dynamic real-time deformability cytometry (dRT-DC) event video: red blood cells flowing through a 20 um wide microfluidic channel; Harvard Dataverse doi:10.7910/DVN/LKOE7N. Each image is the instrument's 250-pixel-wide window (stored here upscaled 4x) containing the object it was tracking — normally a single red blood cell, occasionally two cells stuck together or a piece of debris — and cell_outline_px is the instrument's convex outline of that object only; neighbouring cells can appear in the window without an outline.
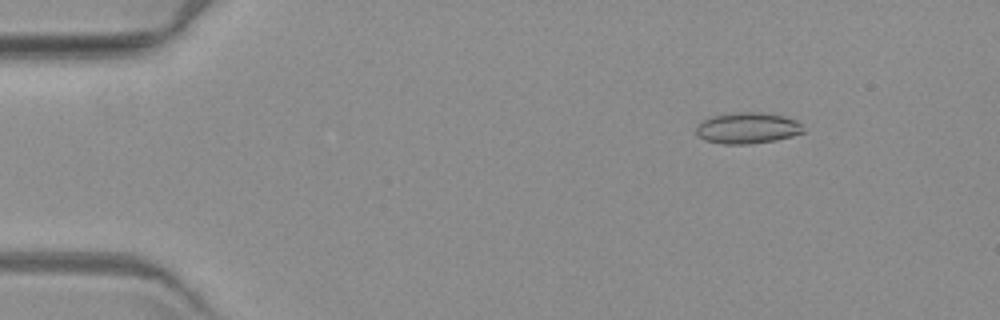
{"species": "common noctule bat (a hibernating species)", "species_latin": "Nyctalus noctula", "temperature_condition": "warm", "stored_images_in_passage": 6, "camera_frame_rate_fps": 3000, "um_per_image_px": 0.085, "animal": {"sex": "female", "body_mass_g": 19.3, "forearm_length_mm": 54.1}, "frame": {"image": 1, "passage_image": 2, "time_ms": 2.0, "image_size_px": [1000, 320], "cell_outline_px": [[804, 132], [792, 136], [776, 140], [748, 144], [724, 144], [704, 140], [696, 132], [696, 124], [700, 120], [712, 116], [736, 112], [760, 112], [784, 116], [796, 120], [800, 124]], "centroid_in_image_um": [63.5, 10.88], "position_along_channel_um": 21.5, "area_um2": 19.48}}
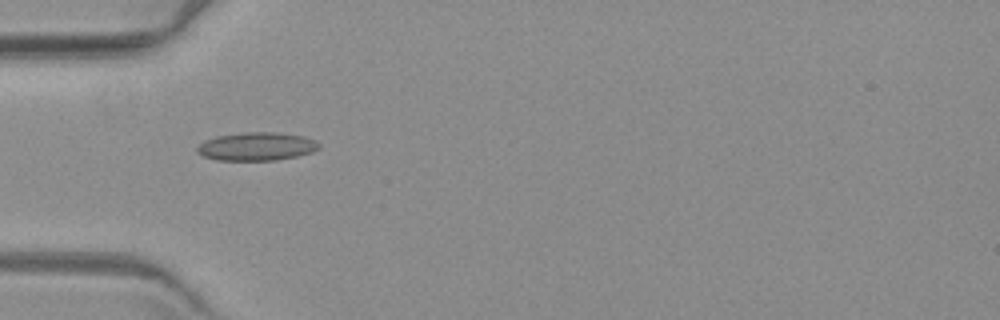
{"frame": {"image": 2, "passage_image": 5, "time_ms": 5.667, "image_size_px": [1000, 320], "cell_outline_px": [[320, 148], [312, 152], [296, 156], [276, 160], [216, 160], [204, 156], [196, 152], [196, 148], [204, 140], [216, 136], [244, 132], [276, 132], [304, 136], [316, 140], [320, 144]], "centroid_in_image_um": [21.82, 12.44], "position_along_channel_um": 63.2, "area_um2": 20.17}}
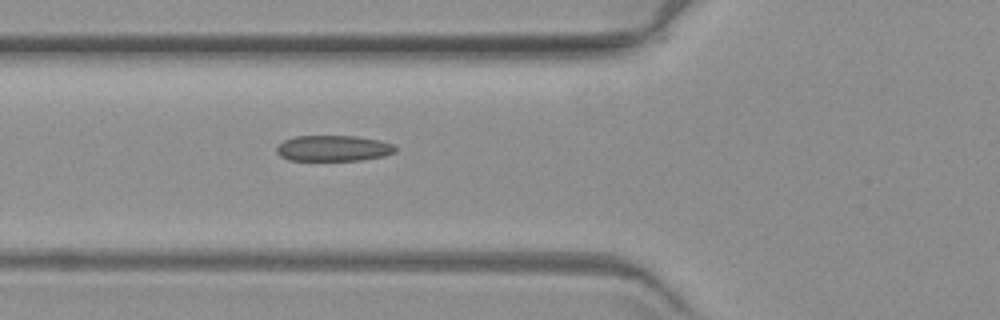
{"frame": {"image": 3, "passage_image": 6, "time_ms": 6.667, "image_size_px": [1000, 320], "cell_outline_px": [[396, 152], [384, 156], [360, 160], [288, 160], [280, 156], [276, 152], [276, 148], [284, 140], [296, 136], [356, 136], [380, 140], [392, 144], [396, 148]], "centroid_in_image_um": [28.34, 12.6], "position_along_channel_um": 97.5, "area_um2": 17.86}}